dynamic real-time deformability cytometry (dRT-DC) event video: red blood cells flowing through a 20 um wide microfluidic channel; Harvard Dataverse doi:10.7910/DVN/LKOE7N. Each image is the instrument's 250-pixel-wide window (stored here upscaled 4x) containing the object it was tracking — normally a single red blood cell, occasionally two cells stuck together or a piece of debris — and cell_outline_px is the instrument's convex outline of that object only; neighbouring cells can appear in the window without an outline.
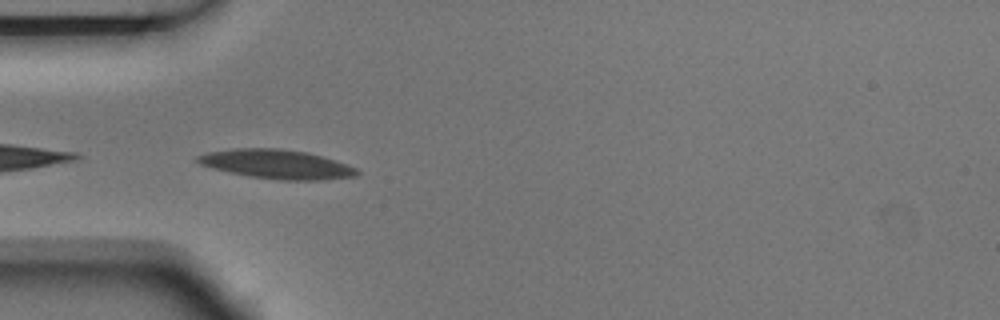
{"species": "Egyptian fruit bat (a non-hibernating species)", "species_latin": "Rousettus aegyptiacus", "temperature_condition": "room temperature", "stored_images_in_passage": 10, "camera_frame_rate_fps": 3000, "um_per_image_px": 0.085, "animal": {"sex": "male"}, "frame": {"image": 1, "passage_image": 4, "time_ms": 1.0, "image_size_px": [1000, 320], "cell_outline_px": [[360, 172], [356, 176], [324, 180], [280, 180], [248, 176], [228, 172], [212, 168], [200, 164], [192, 160], [196, 156], [208, 152], [232, 148], [280, 148], [304, 152], [320, 156], [356, 168]], "centroid_in_image_um": [23.44, 13.96], "position_along_channel_um": 61.6, "area_um2": 26.99}}
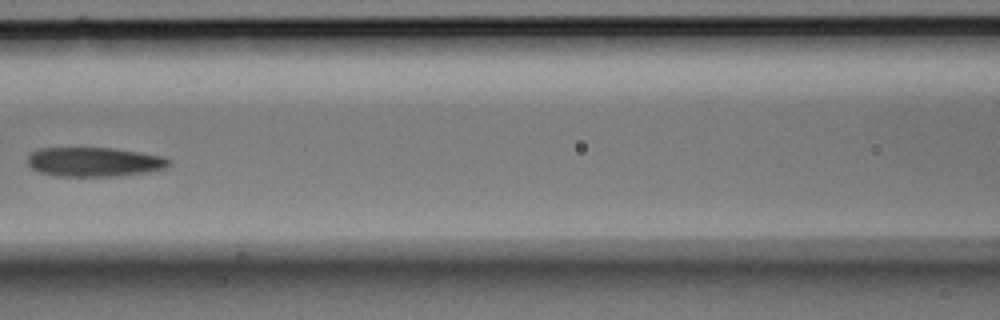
{"frame": {"image": 2, "passage_image": 6, "time_ms": 1.667, "image_size_px": [1000, 320], "cell_outline_px": [[172, 164], [164, 168], [148, 172], [120, 176], [52, 176], [40, 172], [32, 168], [28, 164], [28, 156], [32, 152], [40, 148], [112, 148], [160, 156], [172, 160]], "centroid_in_image_um": [8.0, 13.77], "position_along_channel_um": 158.6, "area_um2": 24.1}}
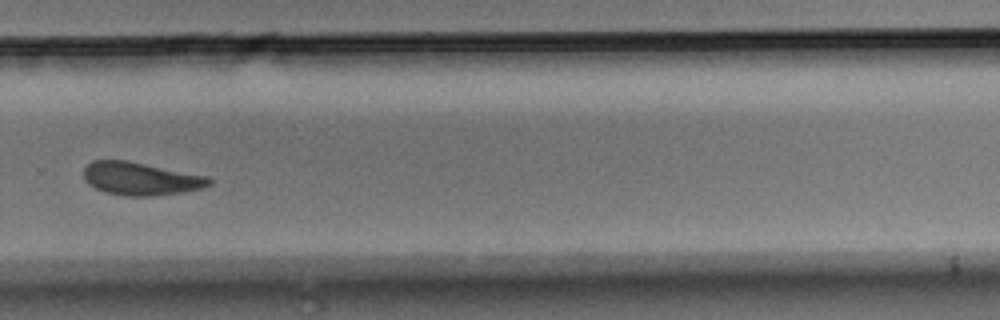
{"frame": {"image": 3, "passage_image": 10, "time_ms": 3.0, "image_size_px": [1000, 320], "cell_outline_px": [[212, 184], [200, 188], [180, 192], [152, 196], [128, 196], [104, 192], [88, 184], [84, 176], [84, 168], [92, 160], [128, 160], [208, 176], [212, 180]], "centroid_in_image_um": [11.95, 15.18], "position_along_channel_um": 317.9, "area_um2": 24.04}}